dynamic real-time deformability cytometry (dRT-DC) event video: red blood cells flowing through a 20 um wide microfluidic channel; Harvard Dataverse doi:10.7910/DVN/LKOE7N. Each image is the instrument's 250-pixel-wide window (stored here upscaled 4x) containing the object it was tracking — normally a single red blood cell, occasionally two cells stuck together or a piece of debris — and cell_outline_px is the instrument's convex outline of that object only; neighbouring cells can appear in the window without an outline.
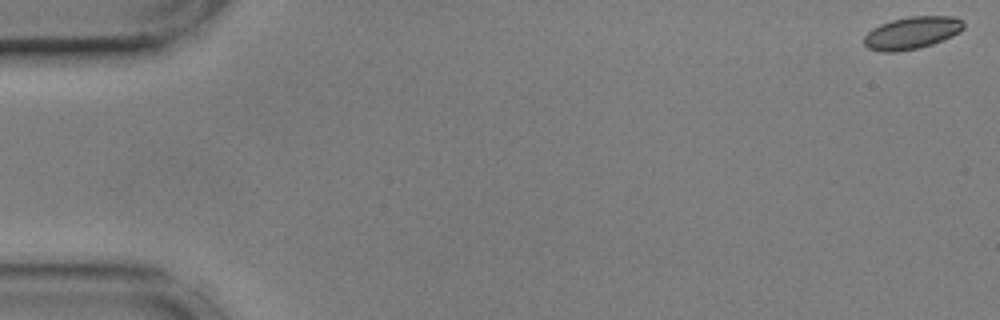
{"species": "common noctule bat (a hibernating species)", "species_latin": "Nyctalus noctula", "temperature_condition": "cold", "stored_images_in_passage": 29, "camera_frame_rate_fps": 3000, "um_per_image_px": 0.085, "animal": {"sex": "male", "body_mass_g": 17.9, "forearm_length_mm": 54.2}, "frame": {"image": 1, "passage_image": 1, "time_ms": 0.0, "image_size_px": [1000, 320], "cell_outline_px": [[964, 28], [960, 32], [952, 36], [932, 44], [920, 48], [896, 52], [880, 52], [868, 48], [864, 44], [864, 36], [872, 28], [880, 24], [892, 20], [908, 16], [952, 16], [964, 20]], "centroid_in_image_um": [77.51, 2.79], "position_along_channel_um": 7.5, "area_um2": 18.96}}
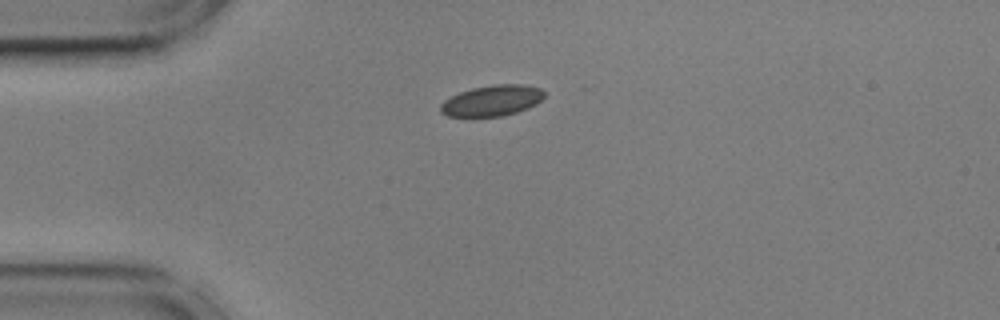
{"frame": {"image": 2, "passage_image": 14, "time_ms": 4.333, "image_size_px": [1000, 320], "cell_outline_px": [[544, 96], [536, 104], [528, 108], [504, 116], [448, 116], [440, 112], [440, 104], [444, 100], [460, 92], [472, 88], [492, 84], [524, 84], [540, 88], [544, 92]], "centroid_in_image_um": [41.82, 8.54], "position_along_channel_um": 43.2, "area_um2": 18.61}}
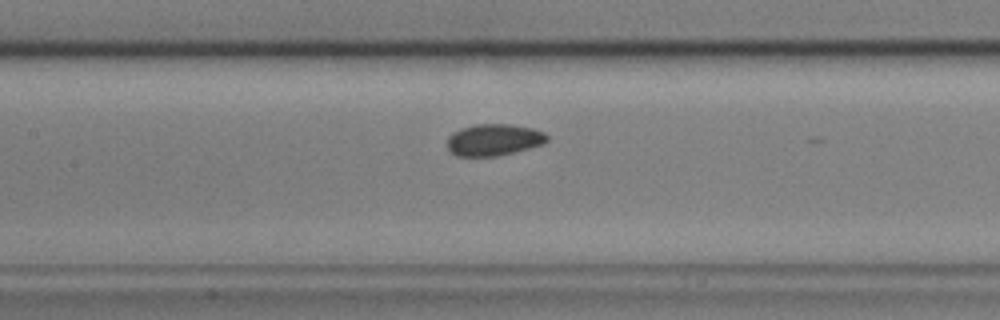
{"frame": {"image": 3, "passage_image": 26, "time_ms": 8.333, "image_size_px": [1000, 320], "cell_outline_px": [[548, 140], [544, 144], [496, 156], [456, 156], [448, 148], [448, 136], [452, 132], [460, 128], [476, 124], [508, 124], [532, 128], [544, 132], [548, 136]], "centroid_in_image_um": [41.97, 11.87], "position_along_channel_um": 165.4, "area_um2": 18.38}}